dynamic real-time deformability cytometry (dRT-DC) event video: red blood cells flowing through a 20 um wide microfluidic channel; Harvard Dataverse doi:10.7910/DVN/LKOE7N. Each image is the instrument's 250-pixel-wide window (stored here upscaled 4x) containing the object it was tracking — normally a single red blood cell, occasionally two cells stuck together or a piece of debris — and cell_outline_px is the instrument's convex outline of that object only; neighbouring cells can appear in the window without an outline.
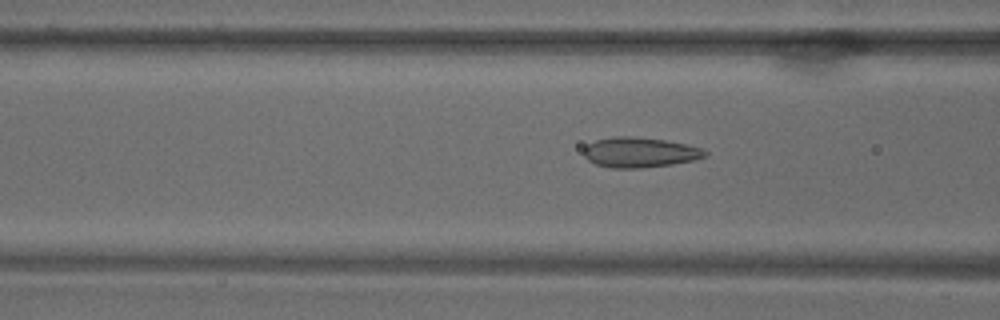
{"species": "common noctule bat (a hibernating species)", "species_latin": "Nyctalus noctula", "temperature_condition": "warm", "stored_images_in_passage": 68, "camera_frame_rate_fps": 3000, "um_per_image_px": 0.085, "animal": {"sex": "male", "body_mass_g": 18.8}, "frame": {"image": 1, "passage_image": 27, "time_ms": 8.667, "image_size_px": [1000, 320], "cell_outline_px": [[708, 156], [696, 160], [672, 164], [640, 168], [612, 168], [596, 164], [588, 160], [584, 156], [584, 148], [588, 144], [596, 140], [612, 136], [632, 136], [664, 140], [704, 148], [708, 152]], "centroid_in_image_um": [54.41, 12.95], "position_along_channel_um": 112.2, "area_um2": 21.39}}
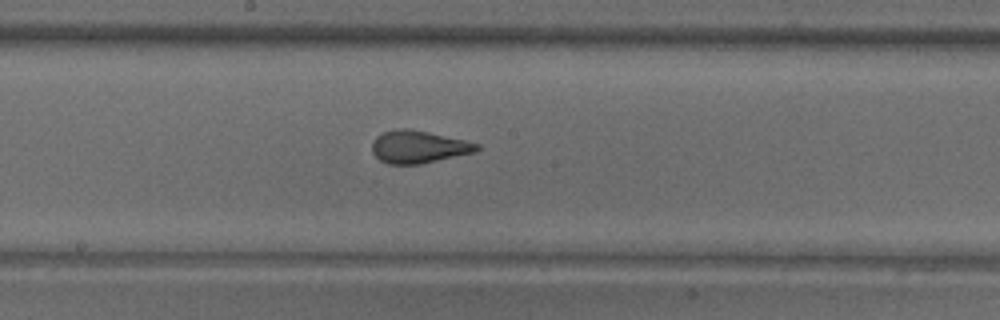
{"frame": {"image": 2, "passage_image": 37, "time_ms": 12.0, "image_size_px": [1000, 320], "cell_outline_px": [[480, 148], [476, 152], [420, 164], [388, 164], [380, 160], [372, 152], [372, 140], [376, 136], [384, 132], [396, 128], [408, 128], [428, 132], [464, 140], [480, 144]], "centroid_in_image_um": [35.56, 12.48], "position_along_channel_um": 212.6, "area_um2": 19.88}}
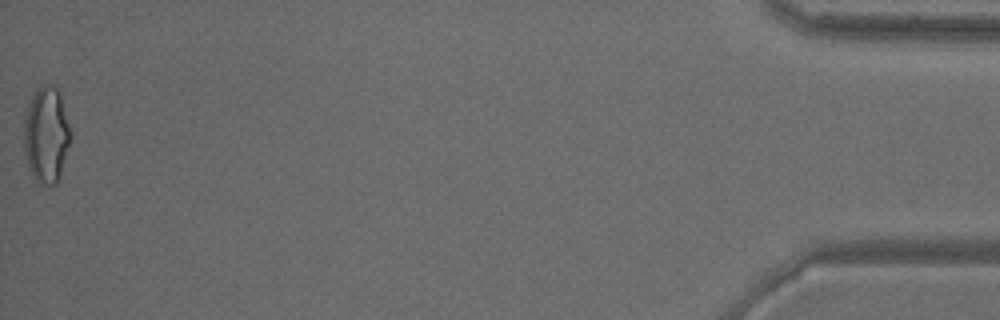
{"frame": {"image": 3, "passage_image": 68, "time_ms": 22.333, "image_size_px": [1000, 320], "cell_outline_px": [[72, 136], [60, 176], [56, 184], [44, 184], [36, 180], [28, 168], [24, 152], [24, 120], [32, 96], [36, 88], [44, 84], [52, 84], [60, 92], [72, 132]], "centroid_in_image_um": [3.96, 11.44], "position_along_channel_um": 431.2, "area_um2": 26.36}}